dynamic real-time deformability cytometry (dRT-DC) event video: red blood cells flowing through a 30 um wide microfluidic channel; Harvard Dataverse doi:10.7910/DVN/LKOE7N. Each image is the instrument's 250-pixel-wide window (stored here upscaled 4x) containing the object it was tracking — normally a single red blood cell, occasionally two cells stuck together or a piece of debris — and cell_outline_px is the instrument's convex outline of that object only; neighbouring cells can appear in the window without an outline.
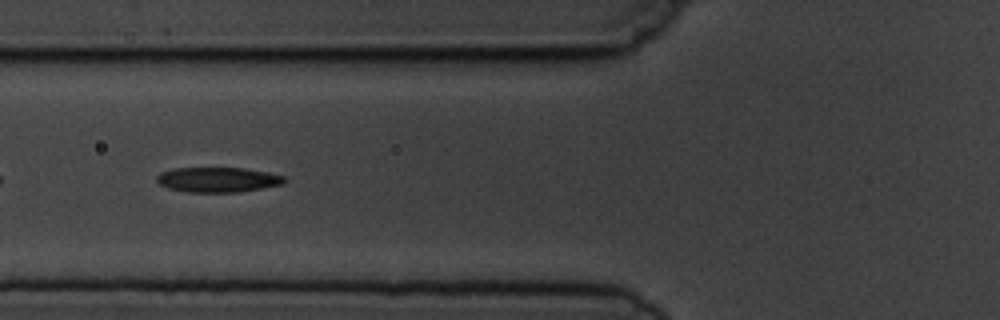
{"species": "common noctule bat (a hibernating species)", "species_latin": "Nyctalus noctula", "temperature_condition": "cold", "stored_images_in_passage": 5, "camera_frame_rate_fps": 3000, "um_per_image_px": 0.085, "animal": {"sex": "male", "body_mass_g": 19.5, "forearm_length_mm": 54.6}, "frame": {"image": 1, "passage_image": 4, "time_ms": 3.667, "image_size_px": [1000, 320], "cell_outline_px": [[288, 180], [284, 184], [236, 192], [188, 192], [168, 188], [160, 184], [156, 180], [156, 176], [160, 172], [172, 168], [244, 168], [268, 172], [284, 176]], "centroid_in_image_um": [18.51, 15.26], "position_along_channel_um": 107.3, "area_um2": 18.61}}
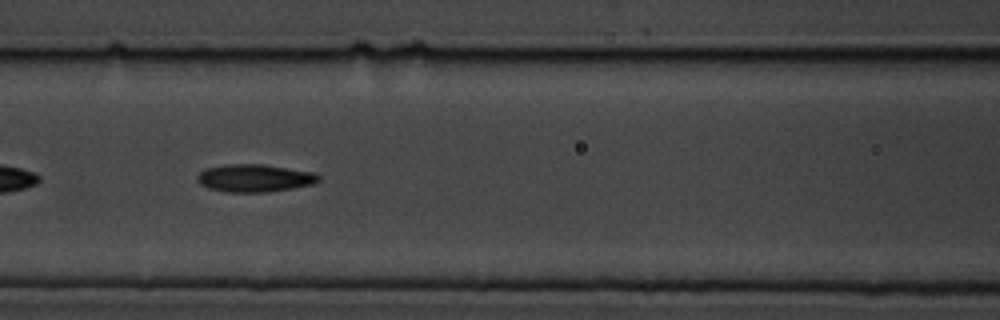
{"frame": {"image": 2, "passage_image": 5, "time_ms": 4.667, "image_size_px": [1000, 320], "cell_outline_px": [[320, 180], [312, 184], [292, 188], [268, 192], [224, 192], [208, 188], [200, 184], [196, 180], [196, 176], [204, 168], [224, 164], [264, 164], [312, 172], [320, 176]], "centroid_in_image_um": [21.58, 15.13], "position_along_channel_um": 145.0, "area_um2": 19.71}}